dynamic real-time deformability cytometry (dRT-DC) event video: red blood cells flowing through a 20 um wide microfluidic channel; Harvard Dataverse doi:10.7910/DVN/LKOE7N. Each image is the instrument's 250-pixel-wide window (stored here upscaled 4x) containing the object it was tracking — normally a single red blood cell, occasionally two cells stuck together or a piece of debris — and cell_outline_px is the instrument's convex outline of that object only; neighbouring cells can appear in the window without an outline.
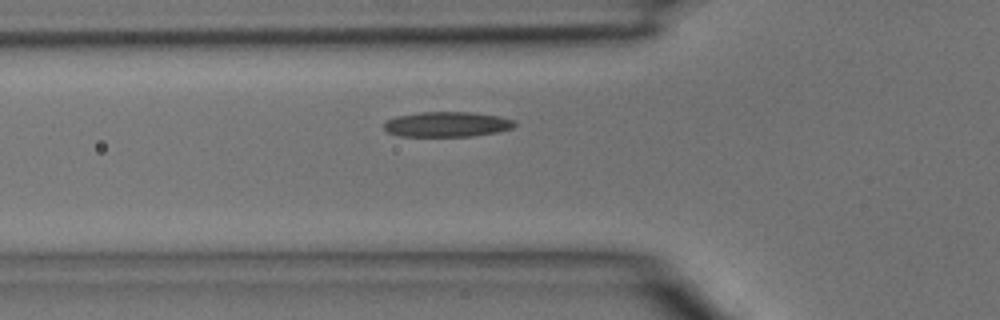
{"species": "common noctule bat (a hibernating species)", "species_latin": "Nyctalus noctula", "temperature_condition": "room temperature", "stored_images_in_passage": 5, "camera_frame_rate_fps": 3000, "um_per_image_px": 0.085, "animal": {"sex": "male", "body_mass_g": 15.6}, "frame": {"image": 1, "passage_image": 5, "time_ms": 1.333, "image_size_px": [1000, 320], "cell_outline_px": [[516, 124], [512, 128], [496, 132], [472, 136], [400, 136], [388, 132], [384, 128], [384, 124], [388, 120], [396, 116], [420, 112], [472, 112], [500, 116], [512, 120]], "centroid_in_image_um": [37.99, 10.56], "position_along_channel_um": 87.8, "area_um2": 19.02}}